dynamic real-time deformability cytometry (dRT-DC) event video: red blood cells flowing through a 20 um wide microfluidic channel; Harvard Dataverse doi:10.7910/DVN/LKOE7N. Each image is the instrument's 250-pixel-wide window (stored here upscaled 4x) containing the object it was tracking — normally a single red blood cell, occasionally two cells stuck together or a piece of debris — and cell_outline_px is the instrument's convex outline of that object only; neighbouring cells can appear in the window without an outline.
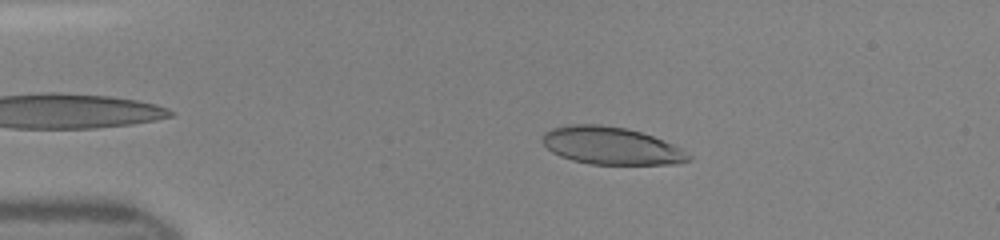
{"species": "human", "species_latin": "Homo sapiens", "temperature_condition": "room temperature", "stored_images_in_passage": 40, "camera_frame_rate_fps": 3000, "um_per_image_px": 0.085, "donor": {"sex": "female"}, "frame": {"image": 1, "passage_image": 9, "time_ms": 2.667, "image_size_px": [1000, 240], "cell_outline_px": [[692, 160], [680, 164], [588, 164], [572, 160], [560, 156], [552, 152], [540, 140], [544, 132], [552, 128], [564, 124], [600, 124], [628, 128], [652, 136], [672, 144], [680, 148], [692, 156]], "centroid_in_image_um": [51.93, 12.38], "position_along_channel_um": 33.1, "area_um2": 32.19}}
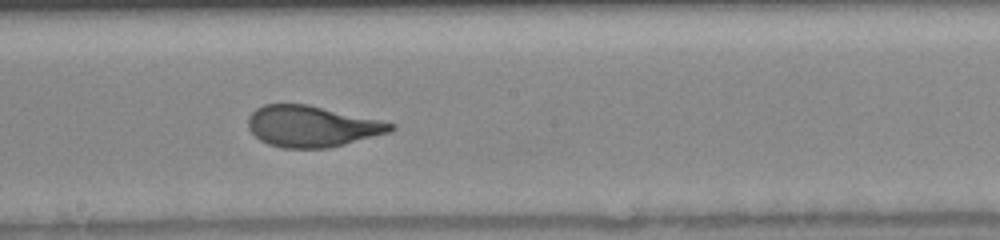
{"frame": {"image": 2, "passage_image": 26, "time_ms": 8.333, "image_size_px": [1000, 240], "cell_outline_px": [[396, 128], [392, 132], [328, 148], [284, 148], [268, 144], [260, 140], [248, 128], [248, 116], [256, 108], [264, 104], [308, 104], [380, 120], [396, 124]], "centroid_in_image_um": [26.52, 10.73], "position_along_channel_um": 221.7, "area_um2": 34.22}}
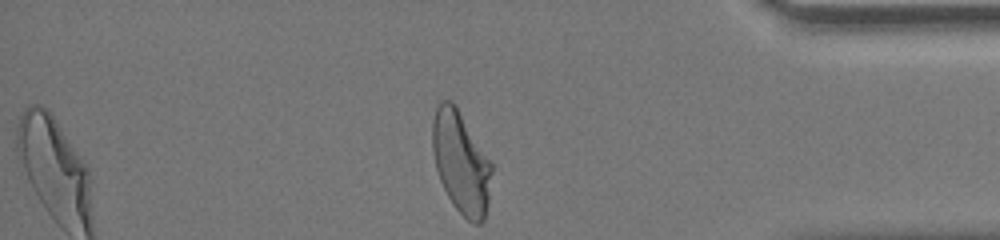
{"frame": {"image": 3, "passage_image": 40, "time_ms": 13.0, "image_size_px": [1000, 240], "cell_outline_px": [[492, 172], [488, 200], [484, 220], [480, 224], [472, 224], [452, 204], [440, 180], [436, 168], [432, 152], [432, 120], [436, 108], [440, 100], [452, 100], [456, 104], [492, 164]], "centroid_in_image_um": [39.17, 13.78], "position_along_channel_um": 396.0, "area_um2": 35.26}}